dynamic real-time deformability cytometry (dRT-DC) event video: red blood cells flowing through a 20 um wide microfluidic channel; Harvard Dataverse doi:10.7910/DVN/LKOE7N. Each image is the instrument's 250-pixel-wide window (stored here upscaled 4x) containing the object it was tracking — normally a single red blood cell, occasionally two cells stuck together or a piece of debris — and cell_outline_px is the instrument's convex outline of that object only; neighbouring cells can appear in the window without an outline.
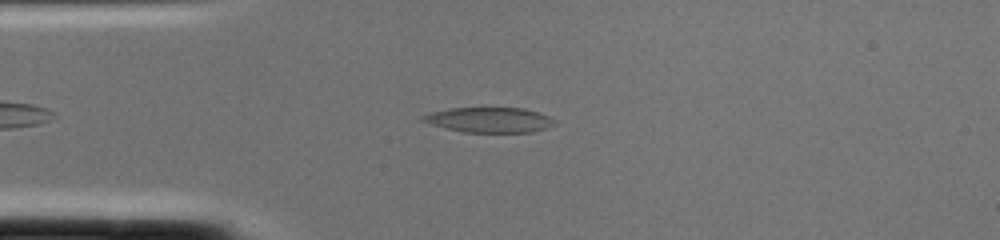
{"species": "common noctule bat (a hibernating species)", "species_latin": "Nyctalus noctula", "temperature_condition": "cold", "stored_images_in_passage": 1, "camera_frame_rate_fps": 3000, "um_per_image_px": 0.085, "animal": {"sex": "female", "body_mass_g": 22.0, "forearm_length_mm": 56.7}, "frame": {"image": 1, "passage_image": 1, "time_ms": 0.0, "image_size_px": [1000, 240], "cell_outline_px": [[556, 124], [548, 128], [532, 132], [464, 132], [444, 128], [420, 120], [420, 116], [432, 112], [448, 108], [524, 108], [548, 116], [556, 120]], "centroid_in_image_um": [41.6, 10.19], "position_along_channel_um": 43.4, "area_um2": 19.31}}